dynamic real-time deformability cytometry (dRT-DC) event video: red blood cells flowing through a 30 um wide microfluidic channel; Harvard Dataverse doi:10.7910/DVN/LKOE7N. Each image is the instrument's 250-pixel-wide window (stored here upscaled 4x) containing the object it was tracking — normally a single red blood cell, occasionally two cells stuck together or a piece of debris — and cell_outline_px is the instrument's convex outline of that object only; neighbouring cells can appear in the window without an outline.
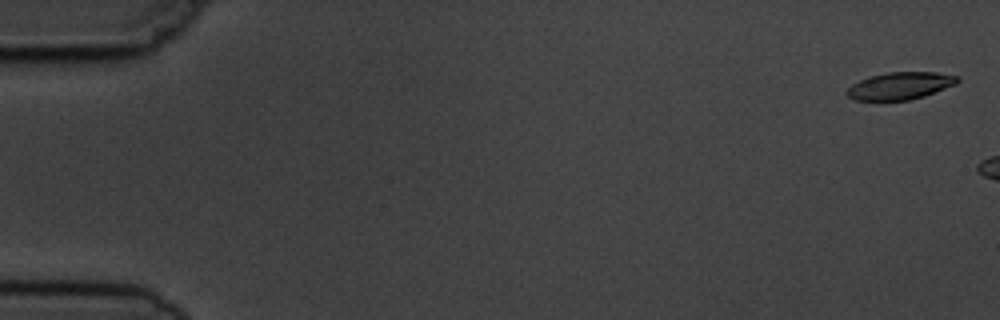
{"species": "common noctule bat (a hibernating species)", "species_latin": "Nyctalus noctula", "temperature_condition": "cold", "stored_images_in_passage": 3, "camera_frame_rate_fps": 3000, "um_per_image_px": 0.085, "animal": {"sex": "male", "body_mass_g": 19.5, "forearm_length_mm": 54.6}, "frame": {"image": 1, "passage_image": 1, "time_ms": 0.0, "image_size_px": [1000, 320], "cell_outline_px": [[960, 80], [956, 84], [924, 96], [908, 100], [856, 100], [848, 96], [844, 92], [852, 84], [860, 80], [872, 76], [888, 72], [936, 72], [960, 76]], "centroid_in_image_um": [76.53, 7.29], "position_along_channel_um": 8.5, "area_um2": 17.51}}